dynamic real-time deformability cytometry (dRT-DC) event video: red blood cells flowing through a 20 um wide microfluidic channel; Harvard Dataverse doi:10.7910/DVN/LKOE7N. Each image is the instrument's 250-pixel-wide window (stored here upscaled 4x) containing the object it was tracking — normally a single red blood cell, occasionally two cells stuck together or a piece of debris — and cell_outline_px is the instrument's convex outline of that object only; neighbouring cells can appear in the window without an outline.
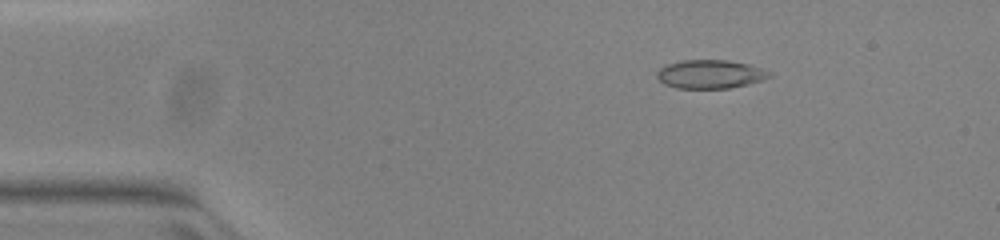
{"species": "common noctule bat (a hibernating species)", "species_latin": "Nyctalus noctula", "temperature_condition": "warm", "stored_images_in_passage": 49, "camera_frame_rate_fps": 3000, "um_per_image_px": 0.085, "animal": {"sex": "female", "body_mass_g": 23.0, "forearm_length_mm": 53.4}, "frame": {"image": 1, "passage_image": 6, "time_ms": 1.667, "image_size_px": [1000, 240], "cell_outline_px": [[772, 76], [764, 80], [748, 84], [728, 88], [676, 88], [664, 84], [656, 76], [656, 72], [660, 68], [668, 64], [680, 60], [728, 60], [748, 64], [772, 72]], "centroid_in_image_um": [60.38, 6.3], "position_along_channel_um": 24.6, "area_um2": 18.79}}
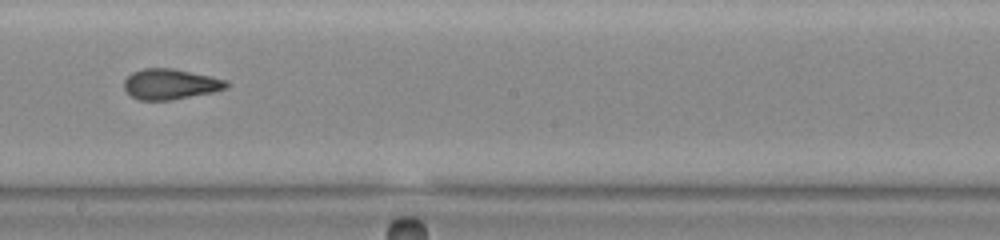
{"frame": {"image": 2, "passage_image": 27, "time_ms": 8.667, "image_size_px": [1000, 240], "cell_outline_px": [[232, 84], [228, 88], [212, 92], [172, 100], [140, 100], [132, 96], [124, 88], [124, 80], [132, 72], [144, 68], [172, 68], [212, 76], [228, 80]], "centroid_in_image_um": [14.53, 7.14], "position_along_channel_um": 233.7, "area_um2": 18.32}}
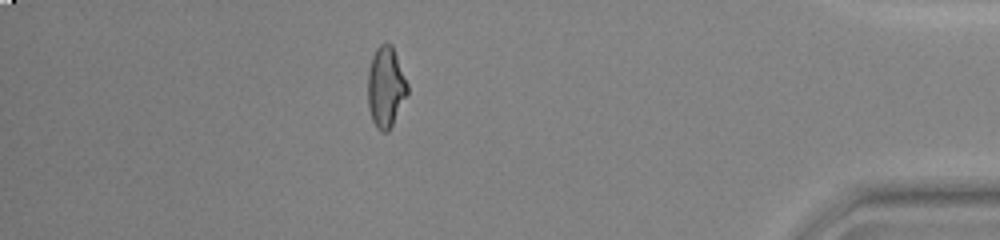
{"frame": {"image": 3, "passage_image": 43, "time_ms": 14.0, "image_size_px": [1000, 240], "cell_outline_px": [[408, 96], [388, 132], [380, 132], [376, 128], [372, 120], [368, 108], [368, 72], [372, 56], [376, 48], [380, 44], [392, 44], [408, 84]], "centroid_in_image_um": [32.8, 7.43], "position_along_channel_um": 402.4, "area_um2": 18.84}, "authors_computed_cell_mechanics": {"area_um2": 18.5538, "velocity_mm_per_s": 4.0006, "shape_relaxation_time_tau1_ms": null, "shape_relaxation_time_tau2_ms": 1.5795, "deformation_change_tau1": null, "deformation_change_tau2": 0.0697}}